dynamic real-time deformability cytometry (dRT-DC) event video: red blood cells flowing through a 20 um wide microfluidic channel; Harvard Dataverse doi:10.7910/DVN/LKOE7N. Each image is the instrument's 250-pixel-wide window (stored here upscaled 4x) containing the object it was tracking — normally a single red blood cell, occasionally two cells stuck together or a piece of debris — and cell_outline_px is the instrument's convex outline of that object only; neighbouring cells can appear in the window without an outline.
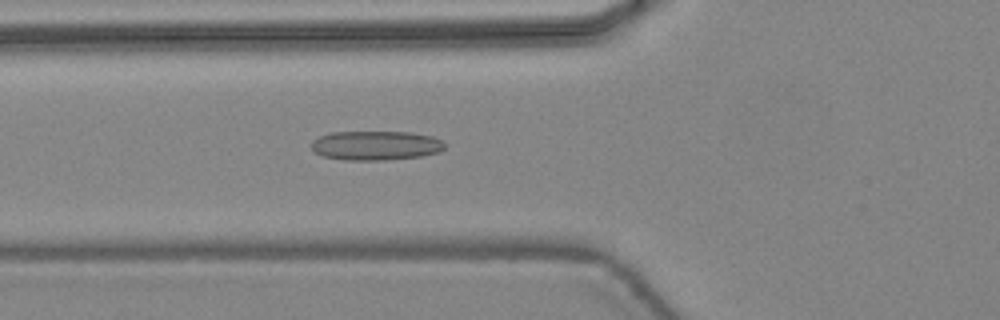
{"species": "common noctule bat (a hibernating species)", "species_latin": "Nyctalus noctula", "temperature_condition": "warm", "stored_images_in_passage": 44, "camera_frame_rate_fps": 3000, "um_per_image_px": 0.085, "animal": {"sex": "female", "body_mass_g": 24.6, "forearm_length_mm": 56.2}, "frame": {"image": 1, "passage_image": 16, "time_ms": 5.0, "image_size_px": [1000, 320], "cell_outline_px": [[444, 148], [440, 152], [420, 156], [384, 160], [344, 160], [320, 156], [312, 148], [312, 140], [320, 136], [332, 132], [408, 132], [432, 136], [444, 140]], "centroid_in_image_um": [31.94, 12.37], "position_along_channel_um": 93.9, "area_um2": 22.83}}
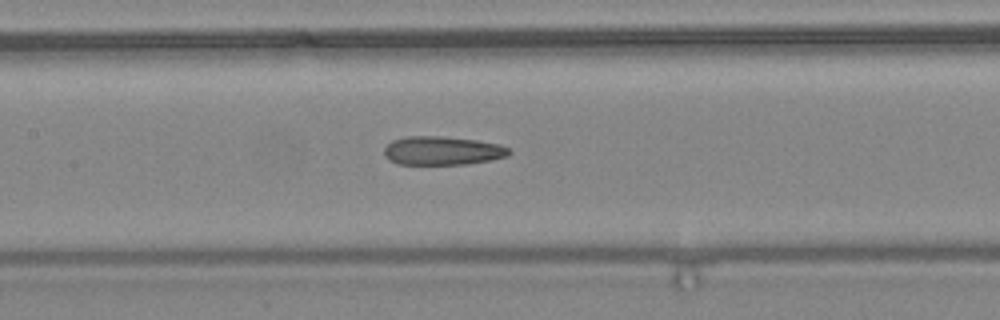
{"frame": {"image": 2, "passage_image": 21, "time_ms": 6.667, "image_size_px": [1000, 320], "cell_outline_px": [[512, 152], [508, 156], [488, 160], [464, 164], [396, 164], [388, 160], [384, 156], [384, 148], [392, 140], [408, 136], [440, 136], [476, 140], [500, 144], [508, 148]], "centroid_in_image_um": [37.57, 12.81], "position_along_channel_um": 169.8, "area_um2": 20.87}}
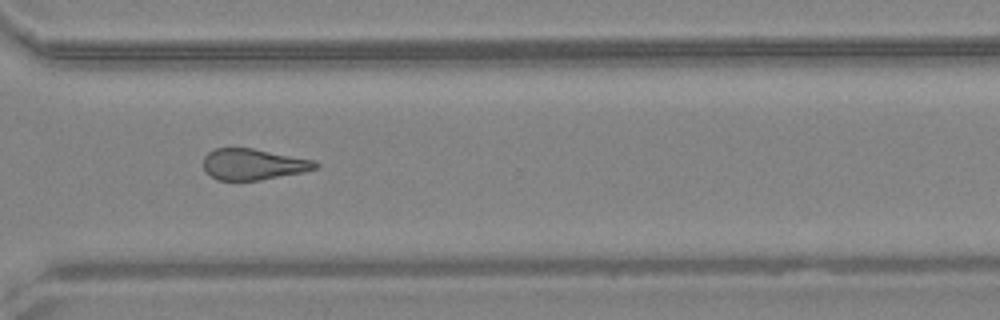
{"frame": {"image": 3, "passage_image": 33, "time_ms": 10.667, "image_size_px": [1000, 320], "cell_outline_px": [[320, 164], [316, 168], [304, 172], [260, 180], [216, 180], [204, 172], [204, 156], [208, 152], [216, 148], [252, 148], [312, 160]], "centroid_in_image_um": [21.48, 13.97], "position_along_channel_um": 349.1, "area_um2": 20.23}, "authors_computed_cell_mechanics": {"area_um2": 21.5016, "velocity_mm_per_s": 4.5071, "shape_relaxation_time_tau1_ms": null, "shape_relaxation_time_tau2_ms": 3.4085, "deformation_change_tau1": null, "deformation_change_tau2": 0.1432}}